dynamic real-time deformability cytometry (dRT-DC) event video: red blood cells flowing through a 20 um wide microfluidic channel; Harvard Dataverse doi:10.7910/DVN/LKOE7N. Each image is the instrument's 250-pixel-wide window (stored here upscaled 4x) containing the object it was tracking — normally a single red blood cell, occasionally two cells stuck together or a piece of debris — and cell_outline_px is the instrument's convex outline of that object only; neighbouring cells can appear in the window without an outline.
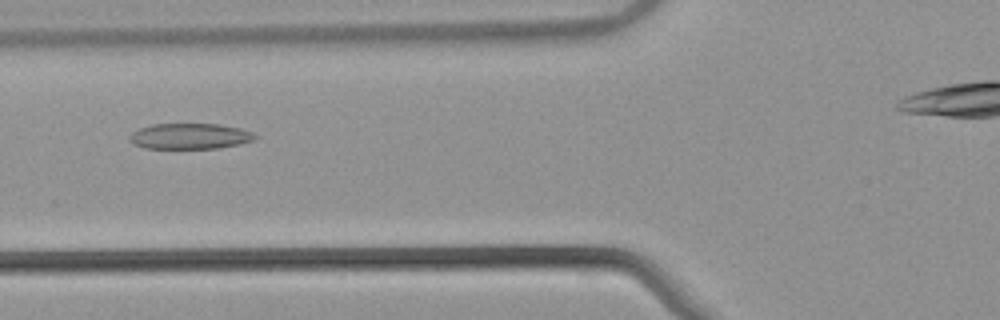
{"species": "common noctule bat (a hibernating species)", "species_latin": "Nyctalus noctula", "temperature_condition": "warm", "stored_images_in_passage": 45, "camera_frame_rate_fps": 3000, "um_per_image_px": 0.085, "animal": {"sex": "male", "body_mass_g": 21.5, "forearm_length_mm": 52.0}, "frame": {"image": 1, "passage_image": 18, "time_ms": 5.667, "image_size_px": [1000, 320], "cell_outline_px": [[256, 140], [240, 144], [220, 148], [144, 148], [128, 140], [128, 136], [132, 132], [140, 128], [152, 124], [220, 124], [240, 128], [252, 132], [256, 136]], "centroid_in_image_um": [16.15, 11.57], "position_along_channel_um": 109.6, "area_um2": 18.84}}
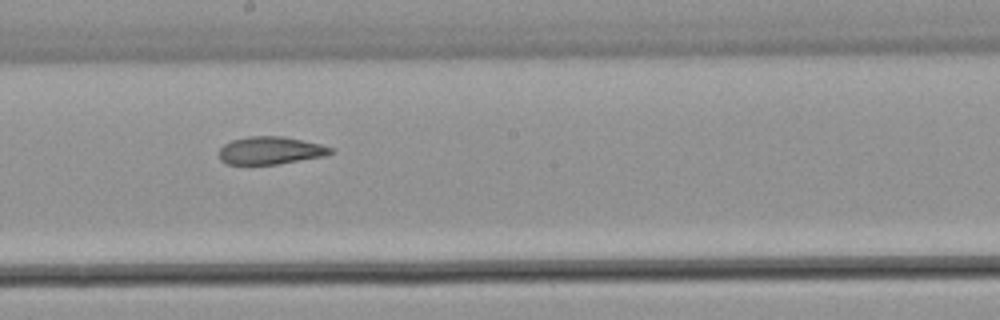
{"frame": {"image": 2, "passage_image": 27, "time_ms": 8.667, "image_size_px": [1000, 320], "cell_outline_px": [[332, 152], [324, 156], [276, 164], [228, 164], [220, 160], [216, 152], [224, 144], [232, 140], [248, 136], [284, 136], [320, 144], [332, 148]], "centroid_in_image_um": [22.92, 12.78], "position_along_channel_um": 225.3, "area_um2": 17.98}}
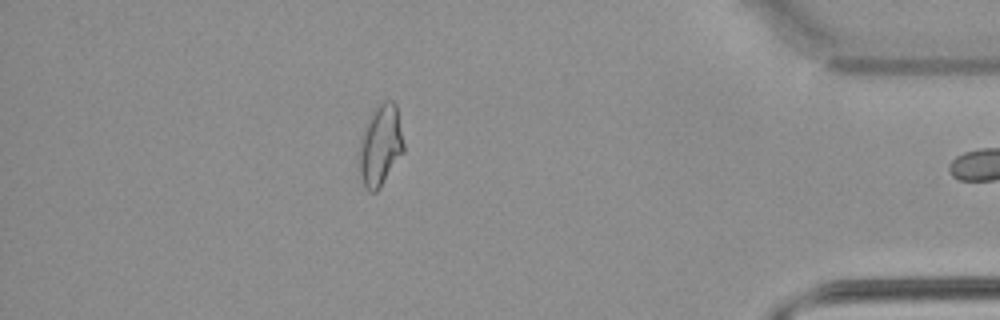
{"frame": {"image": 3, "passage_image": 44, "time_ms": 14.333, "image_size_px": [1000, 320], "cell_outline_px": [[404, 152], [380, 188], [376, 192], [368, 192], [364, 188], [356, 164], [360, 140], [368, 116], [372, 108], [376, 104], [384, 100], [392, 100], [396, 104], [404, 144]], "centroid_in_image_um": [32.29, 12.37], "position_along_channel_um": 402.9, "area_um2": 21.85}}